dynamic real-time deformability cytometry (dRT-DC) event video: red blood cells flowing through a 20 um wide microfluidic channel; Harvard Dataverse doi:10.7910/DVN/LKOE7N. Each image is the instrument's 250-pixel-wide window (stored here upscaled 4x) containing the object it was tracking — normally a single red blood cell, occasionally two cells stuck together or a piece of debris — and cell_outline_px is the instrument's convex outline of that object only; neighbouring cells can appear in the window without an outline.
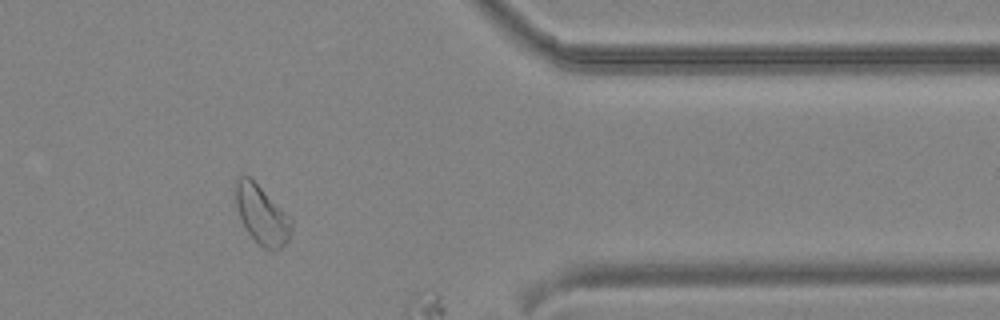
{"species": "common noctule bat (a hibernating species)", "species_latin": "Nyctalus noctula", "temperature_condition": "cold", "stored_images_in_passage": 42, "camera_frame_rate_fps": 3000, "um_per_image_px": 0.085, "animal": {"sex": "male", "body_mass_g": 19.2, "forearm_length_mm": 51.8}, "frame": {"image": 1, "passage_image": 35, "time_ms": 11.333, "image_size_px": [1000, 320], "cell_outline_px": [[292, 228], [288, 240], [280, 248], [264, 248], [248, 232], [240, 220], [236, 204], [236, 176], [248, 176], [292, 220]], "centroid_in_image_um": [22.23, 18.26], "position_along_channel_um": 389.2, "area_um2": 18.26}}